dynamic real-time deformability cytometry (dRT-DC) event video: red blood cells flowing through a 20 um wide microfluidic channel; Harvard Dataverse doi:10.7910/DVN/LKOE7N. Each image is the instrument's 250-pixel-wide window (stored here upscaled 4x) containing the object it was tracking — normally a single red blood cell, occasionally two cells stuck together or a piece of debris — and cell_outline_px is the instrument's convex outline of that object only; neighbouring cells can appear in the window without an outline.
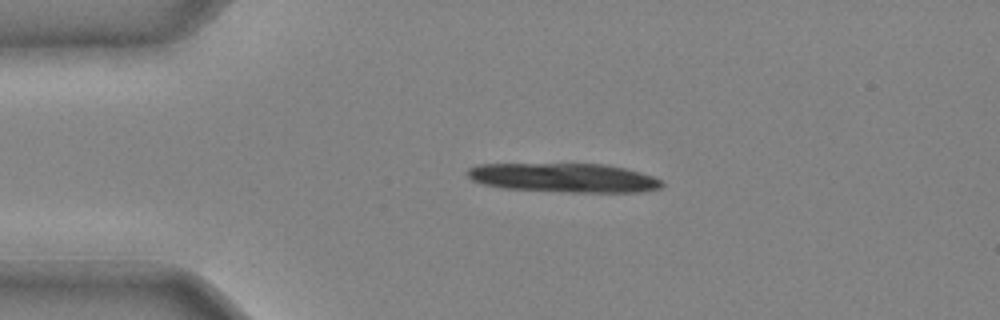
{"species": "common noctule bat (a hibernating species)", "species_latin": "Nyctalus noctula", "temperature_condition": "cold", "stored_images_in_passage": 6, "camera_frame_rate_fps": 3000, "um_per_image_px": 0.085, "animal": {"sex": "male", "body_mass_g": 20.4}, "frame": {"image": 1, "passage_image": 1, "time_ms": 0.0, "image_size_px": [1000, 320], "cell_outline_px": [[664, 184], [660, 188], [640, 192], [564, 192], [500, 188], [480, 184], [472, 180], [464, 172], [468, 168], [476, 164], [604, 164], [624, 168], [640, 172], [652, 176], [660, 180]], "centroid_in_image_um": [47.86, 15.11], "position_along_channel_um": 37.1, "area_um2": 33.23}}